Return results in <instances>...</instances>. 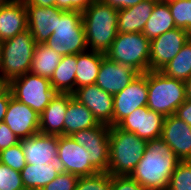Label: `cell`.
<instances>
[{
	"label": "cell",
	"instance_id": "obj_1",
	"mask_svg": "<svg viewBox=\"0 0 191 190\" xmlns=\"http://www.w3.org/2000/svg\"><path fill=\"white\" fill-rule=\"evenodd\" d=\"M179 161L162 138L148 140L143 157L129 176L146 190H167Z\"/></svg>",
	"mask_w": 191,
	"mask_h": 190
},
{
	"label": "cell",
	"instance_id": "obj_23",
	"mask_svg": "<svg viewBox=\"0 0 191 190\" xmlns=\"http://www.w3.org/2000/svg\"><path fill=\"white\" fill-rule=\"evenodd\" d=\"M57 161L46 165H30L20 171L25 190H42L47 184L53 181L61 172Z\"/></svg>",
	"mask_w": 191,
	"mask_h": 190
},
{
	"label": "cell",
	"instance_id": "obj_36",
	"mask_svg": "<svg viewBox=\"0 0 191 190\" xmlns=\"http://www.w3.org/2000/svg\"><path fill=\"white\" fill-rule=\"evenodd\" d=\"M111 190H146L129 175L112 176Z\"/></svg>",
	"mask_w": 191,
	"mask_h": 190
},
{
	"label": "cell",
	"instance_id": "obj_13",
	"mask_svg": "<svg viewBox=\"0 0 191 190\" xmlns=\"http://www.w3.org/2000/svg\"><path fill=\"white\" fill-rule=\"evenodd\" d=\"M164 119L165 116L145 106L137 108L117 126L148 141L161 137Z\"/></svg>",
	"mask_w": 191,
	"mask_h": 190
},
{
	"label": "cell",
	"instance_id": "obj_43",
	"mask_svg": "<svg viewBox=\"0 0 191 190\" xmlns=\"http://www.w3.org/2000/svg\"><path fill=\"white\" fill-rule=\"evenodd\" d=\"M186 85V99L191 100V76L185 81Z\"/></svg>",
	"mask_w": 191,
	"mask_h": 190
},
{
	"label": "cell",
	"instance_id": "obj_9",
	"mask_svg": "<svg viewBox=\"0 0 191 190\" xmlns=\"http://www.w3.org/2000/svg\"><path fill=\"white\" fill-rule=\"evenodd\" d=\"M74 141L89 154V163L97 172H108L110 126L99 123L97 126L74 132Z\"/></svg>",
	"mask_w": 191,
	"mask_h": 190
},
{
	"label": "cell",
	"instance_id": "obj_19",
	"mask_svg": "<svg viewBox=\"0 0 191 190\" xmlns=\"http://www.w3.org/2000/svg\"><path fill=\"white\" fill-rule=\"evenodd\" d=\"M27 11L28 29L38 43H45L54 32L57 19H60L62 9L56 6L42 7L37 5H25Z\"/></svg>",
	"mask_w": 191,
	"mask_h": 190
},
{
	"label": "cell",
	"instance_id": "obj_25",
	"mask_svg": "<svg viewBox=\"0 0 191 190\" xmlns=\"http://www.w3.org/2000/svg\"><path fill=\"white\" fill-rule=\"evenodd\" d=\"M99 122L93 113L84 105L72 98L66 110L64 121V136H70L72 133L93 128Z\"/></svg>",
	"mask_w": 191,
	"mask_h": 190
},
{
	"label": "cell",
	"instance_id": "obj_42",
	"mask_svg": "<svg viewBox=\"0 0 191 190\" xmlns=\"http://www.w3.org/2000/svg\"><path fill=\"white\" fill-rule=\"evenodd\" d=\"M25 5H37L42 7L56 6L57 0H23Z\"/></svg>",
	"mask_w": 191,
	"mask_h": 190
},
{
	"label": "cell",
	"instance_id": "obj_26",
	"mask_svg": "<svg viewBox=\"0 0 191 190\" xmlns=\"http://www.w3.org/2000/svg\"><path fill=\"white\" fill-rule=\"evenodd\" d=\"M77 70V54L62 56V59L50 78L51 86L57 93H73Z\"/></svg>",
	"mask_w": 191,
	"mask_h": 190
},
{
	"label": "cell",
	"instance_id": "obj_6",
	"mask_svg": "<svg viewBox=\"0 0 191 190\" xmlns=\"http://www.w3.org/2000/svg\"><path fill=\"white\" fill-rule=\"evenodd\" d=\"M62 56L88 50L81 11H62L52 35L44 43Z\"/></svg>",
	"mask_w": 191,
	"mask_h": 190
},
{
	"label": "cell",
	"instance_id": "obj_27",
	"mask_svg": "<svg viewBox=\"0 0 191 190\" xmlns=\"http://www.w3.org/2000/svg\"><path fill=\"white\" fill-rule=\"evenodd\" d=\"M174 28H176V25L171 15L168 3L159 0L155 4L152 14L146 22L142 33L151 41Z\"/></svg>",
	"mask_w": 191,
	"mask_h": 190
},
{
	"label": "cell",
	"instance_id": "obj_28",
	"mask_svg": "<svg viewBox=\"0 0 191 190\" xmlns=\"http://www.w3.org/2000/svg\"><path fill=\"white\" fill-rule=\"evenodd\" d=\"M62 55L44 43L36 44L30 71L33 74L50 79L59 65Z\"/></svg>",
	"mask_w": 191,
	"mask_h": 190
},
{
	"label": "cell",
	"instance_id": "obj_46",
	"mask_svg": "<svg viewBox=\"0 0 191 190\" xmlns=\"http://www.w3.org/2000/svg\"><path fill=\"white\" fill-rule=\"evenodd\" d=\"M0 64H1V44H0Z\"/></svg>",
	"mask_w": 191,
	"mask_h": 190
},
{
	"label": "cell",
	"instance_id": "obj_37",
	"mask_svg": "<svg viewBox=\"0 0 191 190\" xmlns=\"http://www.w3.org/2000/svg\"><path fill=\"white\" fill-rule=\"evenodd\" d=\"M20 140L17 136L10 130V128L4 123H0V152L6 148L19 143Z\"/></svg>",
	"mask_w": 191,
	"mask_h": 190
},
{
	"label": "cell",
	"instance_id": "obj_17",
	"mask_svg": "<svg viewBox=\"0 0 191 190\" xmlns=\"http://www.w3.org/2000/svg\"><path fill=\"white\" fill-rule=\"evenodd\" d=\"M180 161L191 160V126L175 114L165 117L161 137Z\"/></svg>",
	"mask_w": 191,
	"mask_h": 190
},
{
	"label": "cell",
	"instance_id": "obj_11",
	"mask_svg": "<svg viewBox=\"0 0 191 190\" xmlns=\"http://www.w3.org/2000/svg\"><path fill=\"white\" fill-rule=\"evenodd\" d=\"M190 38L189 31L176 27L151 40L149 71L160 70L170 62Z\"/></svg>",
	"mask_w": 191,
	"mask_h": 190
},
{
	"label": "cell",
	"instance_id": "obj_3",
	"mask_svg": "<svg viewBox=\"0 0 191 190\" xmlns=\"http://www.w3.org/2000/svg\"><path fill=\"white\" fill-rule=\"evenodd\" d=\"M146 147L147 140L118 126H110L108 173L112 176L130 175Z\"/></svg>",
	"mask_w": 191,
	"mask_h": 190
},
{
	"label": "cell",
	"instance_id": "obj_21",
	"mask_svg": "<svg viewBox=\"0 0 191 190\" xmlns=\"http://www.w3.org/2000/svg\"><path fill=\"white\" fill-rule=\"evenodd\" d=\"M71 93H56L40 114L39 131L44 135L64 136V121Z\"/></svg>",
	"mask_w": 191,
	"mask_h": 190
},
{
	"label": "cell",
	"instance_id": "obj_40",
	"mask_svg": "<svg viewBox=\"0 0 191 190\" xmlns=\"http://www.w3.org/2000/svg\"><path fill=\"white\" fill-rule=\"evenodd\" d=\"M104 4L109 5L117 10L126 9L137 5L143 0H101Z\"/></svg>",
	"mask_w": 191,
	"mask_h": 190
},
{
	"label": "cell",
	"instance_id": "obj_10",
	"mask_svg": "<svg viewBox=\"0 0 191 190\" xmlns=\"http://www.w3.org/2000/svg\"><path fill=\"white\" fill-rule=\"evenodd\" d=\"M147 72L139 73L123 90L113 95V126H117L137 108L147 106Z\"/></svg>",
	"mask_w": 191,
	"mask_h": 190
},
{
	"label": "cell",
	"instance_id": "obj_20",
	"mask_svg": "<svg viewBox=\"0 0 191 190\" xmlns=\"http://www.w3.org/2000/svg\"><path fill=\"white\" fill-rule=\"evenodd\" d=\"M28 29L23 0H4L0 4V43Z\"/></svg>",
	"mask_w": 191,
	"mask_h": 190
},
{
	"label": "cell",
	"instance_id": "obj_31",
	"mask_svg": "<svg viewBox=\"0 0 191 190\" xmlns=\"http://www.w3.org/2000/svg\"><path fill=\"white\" fill-rule=\"evenodd\" d=\"M167 190H191V160L179 161Z\"/></svg>",
	"mask_w": 191,
	"mask_h": 190
},
{
	"label": "cell",
	"instance_id": "obj_22",
	"mask_svg": "<svg viewBox=\"0 0 191 190\" xmlns=\"http://www.w3.org/2000/svg\"><path fill=\"white\" fill-rule=\"evenodd\" d=\"M159 0H143L135 6L118 10L117 32H143L144 26Z\"/></svg>",
	"mask_w": 191,
	"mask_h": 190
},
{
	"label": "cell",
	"instance_id": "obj_41",
	"mask_svg": "<svg viewBox=\"0 0 191 190\" xmlns=\"http://www.w3.org/2000/svg\"><path fill=\"white\" fill-rule=\"evenodd\" d=\"M12 97L11 91L9 87H7L1 94H0V123L3 122L4 116L7 112L8 103L10 98Z\"/></svg>",
	"mask_w": 191,
	"mask_h": 190
},
{
	"label": "cell",
	"instance_id": "obj_45",
	"mask_svg": "<svg viewBox=\"0 0 191 190\" xmlns=\"http://www.w3.org/2000/svg\"><path fill=\"white\" fill-rule=\"evenodd\" d=\"M160 1H163V2H171V1H174V0H160Z\"/></svg>",
	"mask_w": 191,
	"mask_h": 190
},
{
	"label": "cell",
	"instance_id": "obj_14",
	"mask_svg": "<svg viewBox=\"0 0 191 190\" xmlns=\"http://www.w3.org/2000/svg\"><path fill=\"white\" fill-rule=\"evenodd\" d=\"M72 94L93 113L99 123L113 126V95L96 84L79 87Z\"/></svg>",
	"mask_w": 191,
	"mask_h": 190
},
{
	"label": "cell",
	"instance_id": "obj_44",
	"mask_svg": "<svg viewBox=\"0 0 191 190\" xmlns=\"http://www.w3.org/2000/svg\"><path fill=\"white\" fill-rule=\"evenodd\" d=\"M8 87V82L0 75V94Z\"/></svg>",
	"mask_w": 191,
	"mask_h": 190
},
{
	"label": "cell",
	"instance_id": "obj_16",
	"mask_svg": "<svg viewBox=\"0 0 191 190\" xmlns=\"http://www.w3.org/2000/svg\"><path fill=\"white\" fill-rule=\"evenodd\" d=\"M138 74L132 67L114 62L105 55L95 84L105 92L115 95L128 86Z\"/></svg>",
	"mask_w": 191,
	"mask_h": 190
},
{
	"label": "cell",
	"instance_id": "obj_5",
	"mask_svg": "<svg viewBox=\"0 0 191 190\" xmlns=\"http://www.w3.org/2000/svg\"><path fill=\"white\" fill-rule=\"evenodd\" d=\"M0 44V75L8 83L30 71L36 42L29 29Z\"/></svg>",
	"mask_w": 191,
	"mask_h": 190
},
{
	"label": "cell",
	"instance_id": "obj_7",
	"mask_svg": "<svg viewBox=\"0 0 191 190\" xmlns=\"http://www.w3.org/2000/svg\"><path fill=\"white\" fill-rule=\"evenodd\" d=\"M150 40L143 33L118 32L105 55L112 61L145 73L149 71Z\"/></svg>",
	"mask_w": 191,
	"mask_h": 190
},
{
	"label": "cell",
	"instance_id": "obj_35",
	"mask_svg": "<svg viewBox=\"0 0 191 190\" xmlns=\"http://www.w3.org/2000/svg\"><path fill=\"white\" fill-rule=\"evenodd\" d=\"M79 177L61 171L57 177L42 190H75Z\"/></svg>",
	"mask_w": 191,
	"mask_h": 190
},
{
	"label": "cell",
	"instance_id": "obj_32",
	"mask_svg": "<svg viewBox=\"0 0 191 190\" xmlns=\"http://www.w3.org/2000/svg\"><path fill=\"white\" fill-rule=\"evenodd\" d=\"M112 175L108 172L79 177L75 190H111Z\"/></svg>",
	"mask_w": 191,
	"mask_h": 190
},
{
	"label": "cell",
	"instance_id": "obj_2",
	"mask_svg": "<svg viewBox=\"0 0 191 190\" xmlns=\"http://www.w3.org/2000/svg\"><path fill=\"white\" fill-rule=\"evenodd\" d=\"M88 50L106 53L117 35L118 10L94 0L82 12Z\"/></svg>",
	"mask_w": 191,
	"mask_h": 190
},
{
	"label": "cell",
	"instance_id": "obj_15",
	"mask_svg": "<svg viewBox=\"0 0 191 190\" xmlns=\"http://www.w3.org/2000/svg\"><path fill=\"white\" fill-rule=\"evenodd\" d=\"M39 118L36 111L11 97L3 122L21 140L40 133Z\"/></svg>",
	"mask_w": 191,
	"mask_h": 190
},
{
	"label": "cell",
	"instance_id": "obj_8",
	"mask_svg": "<svg viewBox=\"0 0 191 190\" xmlns=\"http://www.w3.org/2000/svg\"><path fill=\"white\" fill-rule=\"evenodd\" d=\"M12 97L29 106L39 115L57 93L50 79L27 72L8 83Z\"/></svg>",
	"mask_w": 191,
	"mask_h": 190
},
{
	"label": "cell",
	"instance_id": "obj_29",
	"mask_svg": "<svg viewBox=\"0 0 191 190\" xmlns=\"http://www.w3.org/2000/svg\"><path fill=\"white\" fill-rule=\"evenodd\" d=\"M161 71L167 77L186 81L191 76V38Z\"/></svg>",
	"mask_w": 191,
	"mask_h": 190
},
{
	"label": "cell",
	"instance_id": "obj_24",
	"mask_svg": "<svg viewBox=\"0 0 191 190\" xmlns=\"http://www.w3.org/2000/svg\"><path fill=\"white\" fill-rule=\"evenodd\" d=\"M105 53L87 50L77 54L75 89L94 85Z\"/></svg>",
	"mask_w": 191,
	"mask_h": 190
},
{
	"label": "cell",
	"instance_id": "obj_38",
	"mask_svg": "<svg viewBox=\"0 0 191 190\" xmlns=\"http://www.w3.org/2000/svg\"><path fill=\"white\" fill-rule=\"evenodd\" d=\"M94 0H57V8L64 11L83 12Z\"/></svg>",
	"mask_w": 191,
	"mask_h": 190
},
{
	"label": "cell",
	"instance_id": "obj_18",
	"mask_svg": "<svg viewBox=\"0 0 191 190\" xmlns=\"http://www.w3.org/2000/svg\"><path fill=\"white\" fill-rule=\"evenodd\" d=\"M20 142L27 164L46 165L57 161L59 136L38 133Z\"/></svg>",
	"mask_w": 191,
	"mask_h": 190
},
{
	"label": "cell",
	"instance_id": "obj_39",
	"mask_svg": "<svg viewBox=\"0 0 191 190\" xmlns=\"http://www.w3.org/2000/svg\"><path fill=\"white\" fill-rule=\"evenodd\" d=\"M175 115L191 126V100L186 99L177 108Z\"/></svg>",
	"mask_w": 191,
	"mask_h": 190
},
{
	"label": "cell",
	"instance_id": "obj_33",
	"mask_svg": "<svg viewBox=\"0 0 191 190\" xmlns=\"http://www.w3.org/2000/svg\"><path fill=\"white\" fill-rule=\"evenodd\" d=\"M0 163L20 172L27 164L21 142L1 151Z\"/></svg>",
	"mask_w": 191,
	"mask_h": 190
},
{
	"label": "cell",
	"instance_id": "obj_12",
	"mask_svg": "<svg viewBox=\"0 0 191 190\" xmlns=\"http://www.w3.org/2000/svg\"><path fill=\"white\" fill-rule=\"evenodd\" d=\"M57 162L63 172L84 177L98 172L89 163V154L70 136H59Z\"/></svg>",
	"mask_w": 191,
	"mask_h": 190
},
{
	"label": "cell",
	"instance_id": "obj_34",
	"mask_svg": "<svg viewBox=\"0 0 191 190\" xmlns=\"http://www.w3.org/2000/svg\"><path fill=\"white\" fill-rule=\"evenodd\" d=\"M0 190H25L19 171L0 163Z\"/></svg>",
	"mask_w": 191,
	"mask_h": 190
},
{
	"label": "cell",
	"instance_id": "obj_4",
	"mask_svg": "<svg viewBox=\"0 0 191 190\" xmlns=\"http://www.w3.org/2000/svg\"><path fill=\"white\" fill-rule=\"evenodd\" d=\"M147 107L165 117L176 113L186 100L185 81L167 77L159 70L147 72Z\"/></svg>",
	"mask_w": 191,
	"mask_h": 190
},
{
	"label": "cell",
	"instance_id": "obj_30",
	"mask_svg": "<svg viewBox=\"0 0 191 190\" xmlns=\"http://www.w3.org/2000/svg\"><path fill=\"white\" fill-rule=\"evenodd\" d=\"M167 3L176 27L191 33V0H174Z\"/></svg>",
	"mask_w": 191,
	"mask_h": 190
}]
</instances>
